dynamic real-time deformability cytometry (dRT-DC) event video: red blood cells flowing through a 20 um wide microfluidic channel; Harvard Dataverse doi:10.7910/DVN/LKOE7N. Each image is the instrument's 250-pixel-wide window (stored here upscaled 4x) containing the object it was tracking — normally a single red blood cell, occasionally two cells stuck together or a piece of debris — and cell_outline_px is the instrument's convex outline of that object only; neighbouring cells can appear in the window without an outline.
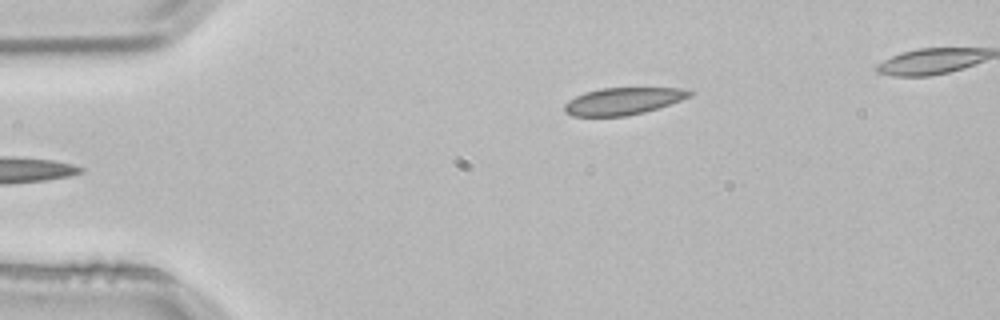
{"species": "common noctule bat (a hibernating species)", "species_latin": "Nyctalus noctula", "temperature_condition": "room temperature", "stored_images_in_passage": 2, "camera_frame_rate_fps": 3000, "um_per_image_px": 0.085, "animal": {"sex": "male", "body_mass_g": 21.5, "forearm_length_mm": 52.0}, "frame": {"image": 1, "passage_image": 2, "time_ms": 0.333, "image_size_px": [1000, 320], "cell_outline_px": [[696, 92], [692, 96], [644, 112], [628, 116], [572, 116], [564, 112], [564, 104], [568, 100], [584, 92], [600, 88], [680, 88]], "centroid_in_image_um": [52.93, 8.59], "position_along_channel_um": 32.1, "area_um2": 19.77}}